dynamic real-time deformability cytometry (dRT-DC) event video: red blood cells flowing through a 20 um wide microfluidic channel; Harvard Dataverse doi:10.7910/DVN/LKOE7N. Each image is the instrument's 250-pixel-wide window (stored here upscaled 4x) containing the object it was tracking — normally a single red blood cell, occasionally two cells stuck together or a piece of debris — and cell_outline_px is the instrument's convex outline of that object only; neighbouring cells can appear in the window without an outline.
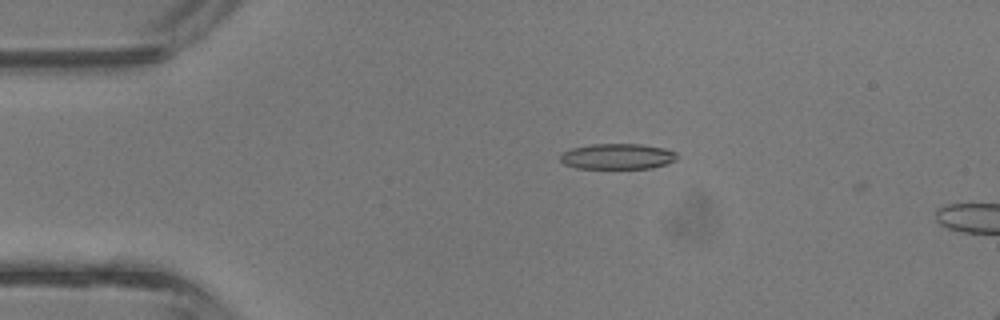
{"species": "common noctule bat (a hibernating species)", "species_latin": "Nyctalus noctula", "temperature_condition": "room temperature", "stored_images_in_passage": 37, "camera_frame_rate_fps": 3000, "um_per_image_px": 0.085, "animal": {"sex": "male", "body_mass_g": 13.3}, "frame": {"image": 1, "passage_image": 3, "time_ms": 0.667, "image_size_px": [1000, 320], "cell_outline_px": [[676, 160], [652, 168], [576, 168], [564, 164], [560, 160], [560, 152], [572, 148], [592, 144], [640, 144], [664, 148], [676, 152]], "centroid_in_image_um": [52.44, 13.29], "position_along_channel_um": 32.6, "area_um2": 17.4}}
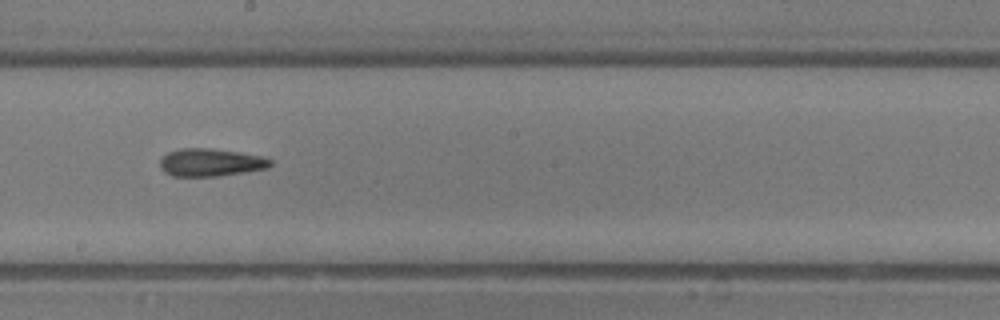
{"frame": {"image": 2, "passage_image": 18, "time_ms": 5.667, "image_size_px": [1000, 320], "cell_outline_px": [[272, 164], [268, 168], [220, 176], [172, 176], [164, 172], [160, 168], [160, 160], [168, 152], [180, 148], [212, 148], [264, 156], [272, 160]], "centroid_in_image_um": [17.91, 13.8], "position_along_channel_um": 230.3, "area_um2": 17.98}}
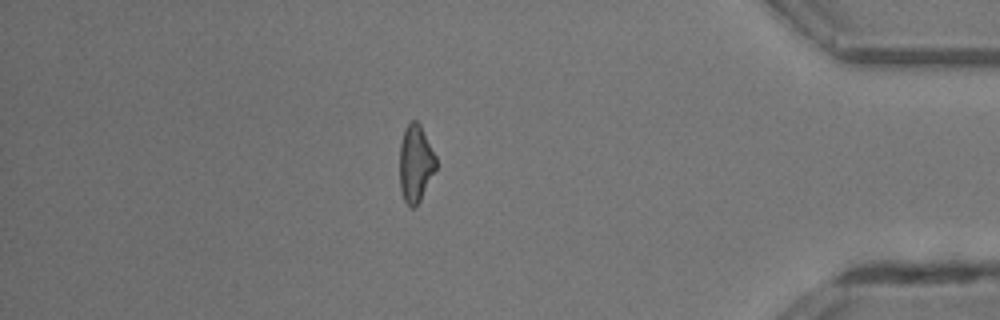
{"frame": {"image": 3, "passage_image": 31, "time_ms": 10.0, "image_size_px": [1000, 320], "cell_outline_px": [[436, 168], [416, 208], [408, 208], [404, 200], [400, 188], [400, 144], [404, 128], [412, 120], [416, 120], [420, 124], [436, 156]], "centroid_in_image_um": [35.31, 13.91], "position_along_channel_um": 399.9, "area_um2": 16.42}}